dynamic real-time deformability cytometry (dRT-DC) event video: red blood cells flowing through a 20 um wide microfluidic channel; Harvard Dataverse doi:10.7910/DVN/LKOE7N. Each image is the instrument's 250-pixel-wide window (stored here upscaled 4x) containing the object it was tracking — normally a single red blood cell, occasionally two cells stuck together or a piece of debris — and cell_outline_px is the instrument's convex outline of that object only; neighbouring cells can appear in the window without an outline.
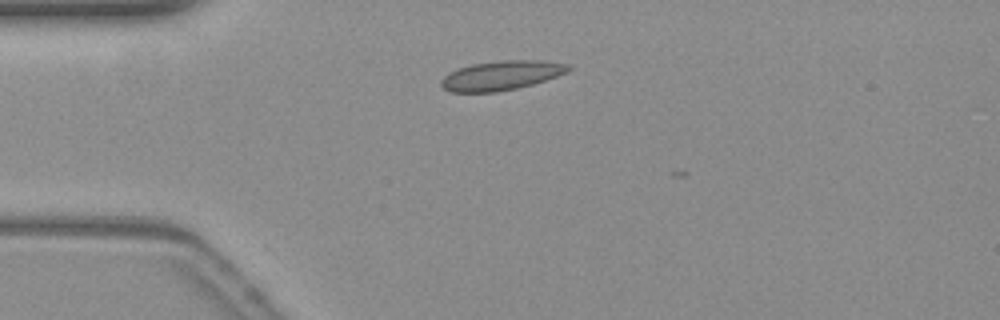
{"species": "common noctule bat (a hibernating species)", "species_latin": "Nyctalus noctula", "temperature_condition": "warm", "stored_images_in_passage": 5, "camera_frame_rate_fps": 3000, "um_per_image_px": 0.085, "animal": {"sex": "female", "body_mass_g": 19.3, "forearm_length_mm": 54.1}, "frame": {"image": 1, "passage_image": 2, "time_ms": 0.333, "image_size_px": [1000, 320], "cell_outline_px": [[572, 68], [568, 72], [532, 84], [516, 88], [496, 92], [448, 92], [440, 84], [440, 80], [448, 72], [472, 64], [500, 60], [540, 60], [572, 64]], "centroid_in_image_um": [42.62, 6.4], "position_along_channel_um": 42.4, "area_um2": 21.85}}